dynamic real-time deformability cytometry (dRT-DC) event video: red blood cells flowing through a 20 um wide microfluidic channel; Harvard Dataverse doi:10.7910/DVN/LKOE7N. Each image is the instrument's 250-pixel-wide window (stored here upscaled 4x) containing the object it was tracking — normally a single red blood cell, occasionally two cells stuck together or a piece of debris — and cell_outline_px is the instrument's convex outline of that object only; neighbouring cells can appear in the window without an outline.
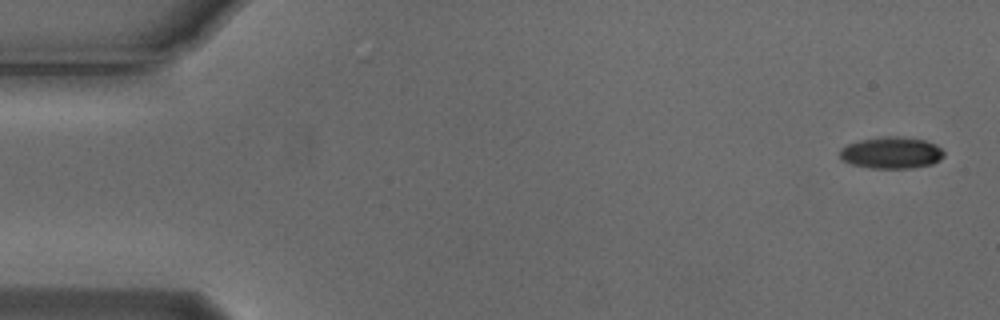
{"species": "Egyptian fruit bat (a non-hibernating species)", "species_latin": "Rousettus aegyptiacus", "temperature_condition": "cold", "stored_images_in_passage": 5, "camera_frame_rate_fps": 3000, "um_per_image_px": 0.085, "animal": {"sex": "male"}, "frame": {"image": 1, "passage_image": 1, "time_ms": 0.0, "image_size_px": [1000, 320], "cell_outline_px": [[944, 156], [940, 160], [932, 164], [912, 168], [872, 168], [852, 164], [844, 160], [840, 156], [840, 148], [848, 144], [860, 140], [884, 136], [900, 136], [924, 140], [936, 144], [944, 152]], "centroid_in_image_um": [75.79, 12.98], "position_along_channel_um": 9.2, "area_um2": 19.19}}
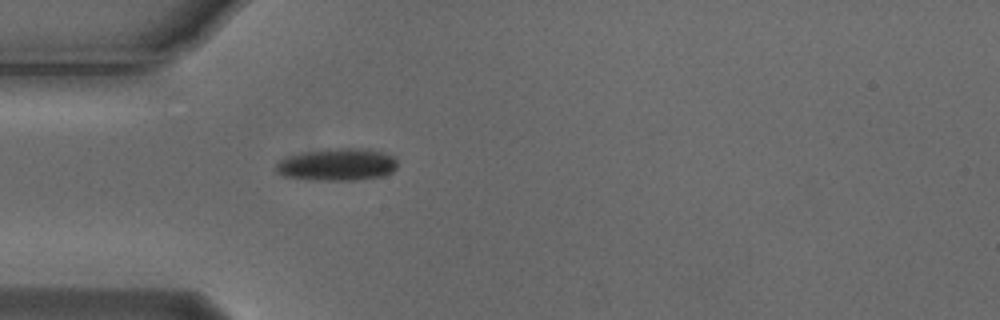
{"frame": {"image": 2, "passage_image": 5, "time_ms": 1.333, "image_size_px": [1000, 320], "cell_outline_px": [[396, 168], [392, 172], [384, 176], [356, 180], [308, 180], [284, 176], [276, 172], [276, 164], [280, 160], [292, 156], [308, 152], [344, 148], [352, 148], [380, 152], [396, 156]], "centroid_in_image_um": [28.69, 14.02], "position_along_channel_um": 56.3, "area_um2": 22.43}}